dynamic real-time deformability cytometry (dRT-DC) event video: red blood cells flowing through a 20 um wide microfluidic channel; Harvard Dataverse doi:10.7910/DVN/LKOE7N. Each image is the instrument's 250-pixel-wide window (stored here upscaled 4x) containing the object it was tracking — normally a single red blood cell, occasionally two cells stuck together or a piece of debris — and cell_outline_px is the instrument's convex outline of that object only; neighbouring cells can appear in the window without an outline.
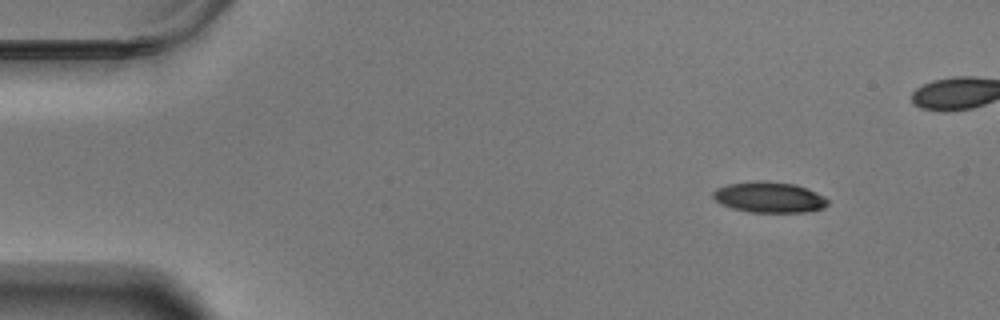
{"species": "Egyptian fruit bat (a non-hibernating species)", "species_latin": "Rousettus aegyptiacus", "temperature_condition": "warm", "stored_images_in_passage": 47, "camera_frame_rate_fps": 3000, "um_per_image_px": 0.085, "animal": {"sex": "male"}, "frame": {"image": 1, "passage_image": 1, "time_ms": 0.0, "image_size_px": [1000, 320], "cell_outline_px": [[828, 204], [824, 208], [804, 212], [748, 212], [732, 208], [720, 204], [712, 196], [712, 192], [716, 188], [728, 184], [752, 180], [768, 180], [796, 184], [816, 192], [824, 196], [828, 200]], "centroid_in_image_um": [65.36, 16.75], "position_along_channel_um": 19.6, "area_um2": 20.87}}
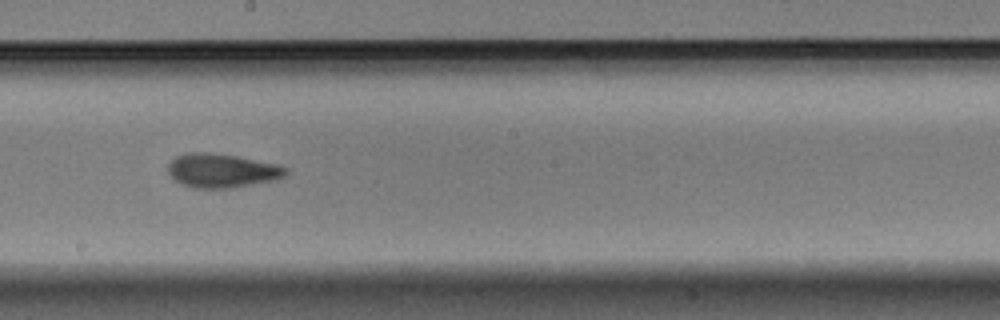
{"frame": {"image": 2, "passage_image": 27, "time_ms": 8.667, "image_size_px": [1000, 320], "cell_outline_px": [[288, 172], [284, 176], [276, 180], [232, 188], [192, 188], [180, 184], [168, 172], [168, 164], [176, 156], [188, 152], [204, 152], [236, 156], [276, 164], [288, 168]], "centroid_in_image_um": [18.86, 14.51], "position_along_channel_um": 229.3, "area_um2": 23.29}}
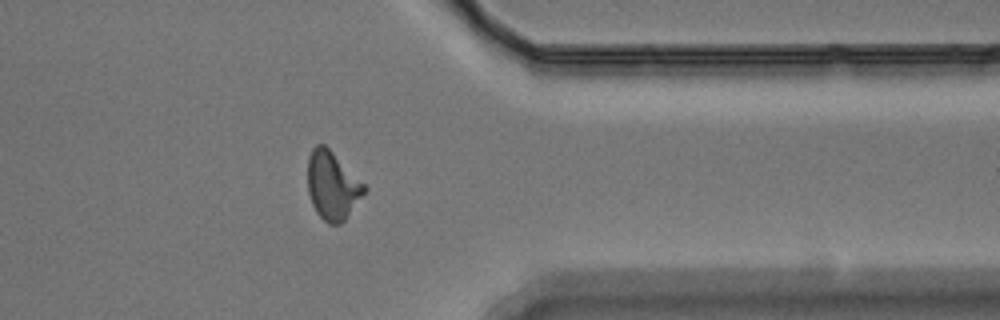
{"frame": {"image": 3, "passage_image": 41, "time_ms": 13.333, "image_size_px": [1000, 320], "cell_outline_px": [[368, 188], [344, 220], [340, 224], [328, 224], [316, 212], [312, 204], [308, 192], [308, 156], [312, 148], [316, 144], [324, 144]], "centroid_in_image_um": [28.23, 15.78], "position_along_channel_um": 383.2, "area_um2": 22.14}}